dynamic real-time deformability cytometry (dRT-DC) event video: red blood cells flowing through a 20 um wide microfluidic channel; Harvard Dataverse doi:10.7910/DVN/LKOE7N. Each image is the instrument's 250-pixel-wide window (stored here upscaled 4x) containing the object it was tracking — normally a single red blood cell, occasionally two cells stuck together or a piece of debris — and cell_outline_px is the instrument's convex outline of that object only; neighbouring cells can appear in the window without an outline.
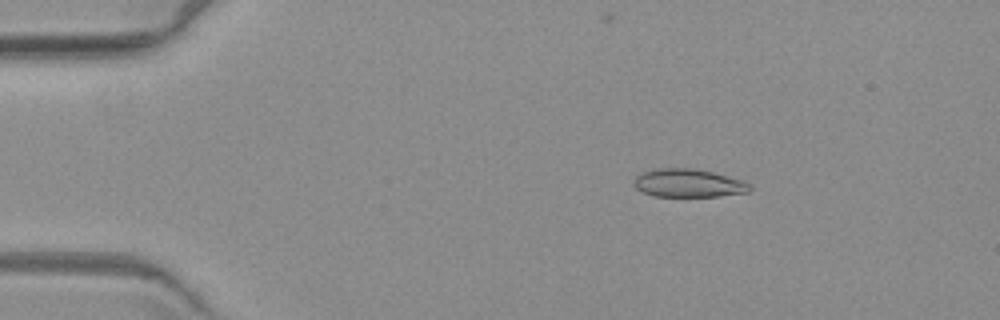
{"species": "common noctule bat (a hibernating species)", "species_latin": "Nyctalus noctula", "temperature_condition": "warm", "stored_images_in_passage": 3, "camera_frame_rate_fps": 3000, "um_per_image_px": 0.085, "animal": {"sex": "female", "body_mass_g": 19.3, "forearm_length_mm": 54.1}, "frame": {"image": 1, "passage_image": 1, "time_ms": 0.0, "image_size_px": [1000, 320], "cell_outline_px": [[752, 188], [748, 192], [720, 196], [652, 196], [636, 188], [636, 176], [640, 172], [656, 168], [696, 168], [712, 172], [740, 180], [748, 184]], "centroid_in_image_um": [58.49, 15.56], "position_along_channel_um": 26.5, "area_um2": 18.84}}